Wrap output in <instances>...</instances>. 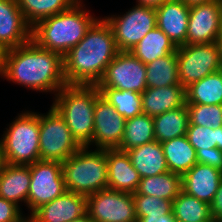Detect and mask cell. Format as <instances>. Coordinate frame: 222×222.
I'll return each instance as SVG.
<instances>
[{
  "label": "cell",
  "instance_id": "7402d4cb",
  "mask_svg": "<svg viewBox=\"0 0 222 222\" xmlns=\"http://www.w3.org/2000/svg\"><path fill=\"white\" fill-rule=\"evenodd\" d=\"M140 177L156 176L169 171L160 142L153 141L126 151Z\"/></svg>",
  "mask_w": 222,
  "mask_h": 222
},
{
  "label": "cell",
  "instance_id": "d4e9b609",
  "mask_svg": "<svg viewBox=\"0 0 222 222\" xmlns=\"http://www.w3.org/2000/svg\"><path fill=\"white\" fill-rule=\"evenodd\" d=\"M153 120L155 140L160 143L186 135L189 125L186 103L181 107L153 117Z\"/></svg>",
  "mask_w": 222,
  "mask_h": 222
},
{
  "label": "cell",
  "instance_id": "ac0fdd59",
  "mask_svg": "<svg viewBox=\"0 0 222 222\" xmlns=\"http://www.w3.org/2000/svg\"><path fill=\"white\" fill-rule=\"evenodd\" d=\"M108 189L135 193L141 177L134 169L126 151L106 149Z\"/></svg>",
  "mask_w": 222,
  "mask_h": 222
},
{
  "label": "cell",
  "instance_id": "ffe728a7",
  "mask_svg": "<svg viewBox=\"0 0 222 222\" xmlns=\"http://www.w3.org/2000/svg\"><path fill=\"white\" fill-rule=\"evenodd\" d=\"M142 113L155 117L186 103L185 88L181 85L147 88L142 94Z\"/></svg>",
  "mask_w": 222,
  "mask_h": 222
},
{
  "label": "cell",
  "instance_id": "83f0119b",
  "mask_svg": "<svg viewBox=\"0 0 222 222\" xmlns=\"http://www.w3.org/2000/svg\"><path fill=\"white\" fill-rule=\"evenodd\" d=\"M147 88L181 85L176 51L146 64Z\"/></svg>",
  "mask_w": 222,
  "mask_h": 222
},
{
  "label": "cell",
  "instance_id": "ba28073f",
  "mask_svg": "<svg viewBox=\"0 0 222 222\" xmlns=\"http://www.w3.org/2000/svg\"><path fill=\"white\" fill-rule=\"evenodd\" d=\"M179 83L185 89L220 70L221 54L217 42L186 44L176 48Z\"/></svg>",
  "mask_w": 222,
  "mask_h": 222
},
{
  "label": "cell",
  "instance_id": "3957f363",
  "mask_svg": "<svg viewBox=\"0 0 222 222\" xmlns=\"http://www.w3.org/2000/svg\"><path fill=\"white\" fill-rule=\"evenodd\" d=\"M82 2L78 0L67 10L39 21L32 27V40L41 48L64 56L98 19Z\"/></svg>",
  "mask_w": 222,
  "mask_h": 222
},
{
  "label": "cell",
  "instance_id": "7c38bea8",
  "mask_svg": "<svg viewBox=\"0 0 222 222\" xmlns=\"http://www.w3.org/2000/svg\"><path fill=\"white\" fill-rule=\"evenodd\" d=\"M86 207L95 222H138L132 193L100 190L86 196Z\"/></svg>",
  "mask_w": 222,
  "mask_h": 222
},
{
  "label": "cell",
  "instance_id": "8fae6325",
  "mask_svg": "<svg viewBox=\"0 0 222 222\" xmlns=\"http://www.w3.org/2000/svg\"><path fill=\"white\" fill-rule=\"evenodd\" d=\"M96 86L142 94L147 89L146 65L130 51H120Z\"/></svg>",
  "mask_w": 222,
  "mask_h": 222
},
{
  "label": "cell",
  "instance_id": "603a6c76",
  "mask_svg": "<svg viewBox=\"0 0 222 222\" xmlns=\"http://www.w3.org/2000/svg\"><path fill=\"white\" fill-rule=\"evenodd\" d=\"M167 167L170 172L183 176L198 161L196 150L189 143L187 136H179L161 143Z\"/></svg>",
  "mask_w": 222,
  "mask_h": 222
},
{
  "label": "cell",
  "instance_id": "e0dca14e",
  "mask_svg": "<svg viewBox=\"0 0 222 222\" xmlns=\"http://www.w3.org/2000/svg\"><path fill=\"white\" fill-rule=\"evenodd\" d=\"M189 10L190 7L181 0H167L156 8L157 27L176 47L187 44Z\"/></svg>",
  "mask_w": 222,
  "mask_h": 222
},
{
  "label": "cell",
  "instance_id": "ab89813d",
  "mask_svg": "<svg viewBox=\"0 0 222 222\" xmlns=\"http://www.w3.org/2000/svg\"><path fill=\"white\" fill-rule=\"evenodd\" d=\"M167 0H136L137 5L157 8L164 4Z\"/></svg>",
  "mask_w": 222,
  "mask_h": 222
},
{
  "label": "cell",
  "instance_id": "8992f818",
  "mask_svg": "<svg viewBox=\"0 0 222 222\" xmlns=\"http://www.w3.org/2000/svg\"><path fill=\"white\" fill-rule=\"evenodd\" d=\"M5 129L1 140L8 164L31 165L40 160L39 112L22 111Z\"/></svg>",
  "mask_w": 222,
  "mask_h": 222
},
{
  "label": "cell",
  "instance_id": "484cf974",
  "mask_svg": "<svg viewBox=\"0 0 222 222\" xmlns=\"http://www.w3.org/2000/svg\"><path fill=\"white\" fill-rule=\"evenodd\" d=\"M181 191L182 176L168 171L156 176L142 177L136 193L173 201Z\"/></svg>",
  "mask_w": 222,
  "mask_h": 222
},
{
  "label": "cell",
  "instance_id": "e575fe53",
  "mask_svg": "<svg viewBox=\"0 0 222 222\" xmlns=\"http://www.w3.org/2000/svg\"><path fill=\"white\" fill-rule=\"evenodd\" d=\"M189 125L208 128L222 127V105L186 104Z\"/></svg>",
  "mask_w": 222,
  "mask_h": 222
},
{
  "label": "cell",
  "instance_id": "d6a6232c",
  "mask_svg": "<svg viewBox=\"0 0 222 222\" xmlns=\"http://www.w3.org/2000/svg\"><path fill=\"white\" fill-rule=\"evenodd\" d=\"M186 136L196 151H207L214 147L222 150V127L213 129L200 125H188Z\"/></svg>",
  "mask_w": 222,
  "mask_h": 222
},
{
  "label": "cell",
  "instance_id": "bcb514c9",
  "mask_svg": "<svg viewBox=\"0 0 222 222\" xmlns=\"http://www.w3.org/2000/svg\"><path fill=\"white\" fill-rule=\"evenodd\" d=\"M218 72L221 74V79H222V66L220 67V70Z\"/></svg>",
  "mask_w": 222,
  "mask_h": 222
},
{
  "label": "cell",
  "instance_id": "d590c367",
  "mask_svg": "<svg viewBox=\"0 0 222 222\" xmlns=\"http://www.w3.org/2000/svg\"><path fill=\"white\" fill-rule=\"evenodd\" d=\"M21 209L15 203L0 197V222H26L28 217L23 215Z\"/></svg>",
  "mask_w": 222,
  "mask_h": 222
},
{
  "label": "cell",
  "instance_id": "f6af8a7d",
  "mask_svg": "<svg viewBox=\"0 0 222 222\" xmlns=\"http://www.w3.org/2000/svg\"><path fill=\"white\" fill-rule=\"evenodd\" d=\"M218 45H219V49H220V54H221V60H222V32L218 38V41H217Z\"/></svg>",
  "mask_w": 222,
  "mask_h": 222
},
{
  "label": "cell",
  "instance_id": "7bdbcfd3",
  "mask_svg": "<svg viewBox=\"0 0 222 222\" xmlns=\"http://www.w3.org/2000/svg\"><path fill=\"white\" fill-rule=\"evenodd\" d=\"M6 50L0 45V77L3 76L4 72V57Z\"/></svg>",
  "mask_w": 222,
  "mask_h": 222
},
{
  "label": "cell",
  "instance_id": "f35d334b",
  "mask_svg": "<svg viewBox=\"0 0 222 222\" xmlns=\"http://www.w3.org/2000/svg\"><path fill=\"white\" fill-rule=\"evenodd\" d=\"M138 222H178L174 215L173 212L166 214V215H161L160 217H142Z\"/></svg>",
  "mask_w": 222,
  "mask_h": 222
},
{
  "label": "cell",
  "instance_id": "277c9868",
  "mask_svg": "<svg viewBox=\"0 0 222 222\" xmlns=\"http://www.w3.org/2000/svg\"><path fill=\"white\" fill-rule=\"evenodd\" d=\"M99 95L96 85H66L53 97L52 106L63 117L73 137L82 147L92 140L94 107Z\"/></svg>",
  "mask_w": 222,
  "mask_h": 222
},
{
  "label": "cell",
  "instance_id": "1f68e13d",
  "mask_svg": "<svg viewBox=\"0 0 222 222\" xmlns=\"http://www.w3.org/2000/svg\"><path fill=\"white\" fill-rule=\"evenodd\" d=\"M99 91L100 95L125 119L142 114L141 93L115 88H99Z\"/></svg>",
  "mask_w": 222,
  "mask_h": 222
},
{
  "label": "cell",
  "instance_id": "74e56055",
  "mask_svg": "<svg viewBox=\"0 0 222 222\" xmlns=\"http://www.w3.org/2000/svg\"><path fill=\"white\" fill-rule=\"evenodd\" d=\"M211 214L214 221L222 220V180L218 190L215 193L214 199L210 204Z\"/></svg>",
  "mask_w": 222,
  "mask_h": 222
},
{
  "label": "cell",
  "instance_id": "9a60e30c",
  "mask_svg": "<svg viewBox=\"0 0 222 222\" xmlns=\"http://www.w3.org/2000/svg\"><path fill=\"white\" fill-rule=\"evenodd\" d=\"M86 196L65 191L28 215L30 222H70L87 213Z\"/></svg>",
  "mask_w": 222,
  "mask_h": 222
},
{
  "label": "cell",
  "instance_id": "d6986e66",
  "mask_svg": "<svg viewBox=\"0 0 222 222\" xmlns=\"http://www.w3.org/2000/svg\"><path fill=\"white\" fill-rule=\"evenodd\" d=\"M222 180V171L197 163L182 176V191L211 204Z\"/></svg>",
  "mask_w": 222,
  "mask_h": 222
},
{
  "label": "cell",
  "instance_id": "8d00e7d4",
  "mask_svg": "<svg viewBox=\"0 0 222 222\" xmlns=\"http://www.w3.org/2000/svg\"><path fill=\"white\" fill-rule=\"evenodd\" d=\"M196 157L198 163L212 166L222 171V150H219L217 147L207 151H196Z\"/></svg>",
  "mask_w": 222,
  "mask_h": 222
},
{
  "label": "cell",
  "instance_id": "ee69618b",
  "mask_svg": "<svg viewBox=\"0 0 222 222\" xmlns=\"http://www.w3.org/2000/svg\"><path fill=\"white\" fill-rule=\"evenodd\" d=\"M70 222H95V221L86 213L82 217Z\"/></svg>",
  "mask_w": 222,
  "mask_h": 222
},
{
  "label": "cell",
  "instance_id": "4dcf8cb0",
  "mask_svg": "<svg viewBox=\"0 0 222 222\" xmlns=\"http://www.w3.org/2000/svg\"><path fill=\"white\" fill-rule=\"evenodd\" d=\"M78 0H17L26 22L34 27L39 21L61 13Z\"/></svg>",
  "mask_w": 222,
  "mask_h": 222
},
{
  "label": "cell",
  "instance_id": "44dd1931",
  "mask_svg": "<svg viewBox=\"0 0 222 222\" xmlns=\"http://www.w3.org/2000/svg\"><path fill=\"white\" fill-rule=\"evenodd\" d=\"M31 182L30 165L8 164L0 173V197L18 205L26 203Z\"/></svg>",
  "mask_w": 222,
  "mask_h": 222
},
{
  "label": "cell",
  "instance_id": "9c48e42d",
  "mask_svg": "<svg viewBox=\"0 0 222 222\" xmlns=\"http://www.w3.org/2000/svg\"><path fill=\"white\" fill-rule=\"evenodd\" d=\"M119 51H130L149 31L157 27L156 8L135 5L123 15L105 16Z\"/></svg>",
  "mask_w": 222,
  "mask_h": 222
},
{
  "label": "cell",
  "instance_id": "7a4b0ae2",
  "mask_svg": "<svg viewBox=\"0 0 222 222\" xmlns=\"http://www.w3.org/2000/svg\"><path fill=\"white\" fill-rule=\"evenodd\" d=\"M119 52L110 24L105 18H98L63 56L67 85H97Z\"/></svg>",
  "mask_w": 222,
  "mask_h": 222
},
{
  "label": "cell",
  "instance_id": "60d3db41",
  "mask_svg": "<svg viewBox=\"0 0 222 222\" xmlns=\"http://www.w3.org/2000/svg\"><path fill=\"white\" fill-rule=\"evenodd\" d=\"M6 165L7 162L4 154L3 142L0 138V173L3 171Z\"/></svg>",
  "mask_w": 222,
  "mask_h": 222
},
{
  "label": "cell",
  "instance_id": "6da1fadb",
  "mask_svg": "<svg viewBox=\"0 0 222 222\" xmlns=\"http://www.w3.org/2000/svg\"><path fill=\"white\" fill-rule=\"evenodd\" d=\"M3 78L27 89L54 96L67 85L63 56L41 48L32 39L6 50Z\"/></svg>",
  "mask_w": 222,
  "mask_h": 222
},
{
  "label": "cell",
  "instance_id": "30bf717a",
  "mask_svg": "<svg viewBox=\"0 0 222 222\" xmlns=\"http://www.w3.org/2000/svg\"><path fill=\"white\" fill-rule=\"evenodd\" d=\"M30 175L26 207L31 215L40 206L61 196L66 188L61 162L38 160L30 165Z\"/></svg>",
  "mask_w": 222,
  "mask_h": 222
},
{
  "label": "cell",
  "instance_id": "52a82bcc",
  "mask_svg": "<svg viewBox=\"0 0 222 222\" xmlns=\"http://www.w3.org/2000/svg\"><path fill=\"white\" fill-rule=\"evenodd\" d=\"M39 114L40 160L64 162L82 146L73 137L63 117L51 105Z\"/></svg>",
  "mask_w": 222,
  "mask_h": 222
},
{
  "label": "cell",
  "instance_id": "836d02e7",
  "mask_svg": "<svg viewBox=\"0 0 222 222\" xmlns=\"http://www.w3.org/2000/svg\"><path fill=\"white\" fill-rule=\"evenodd\" d=\"M137 221L142 217H160L172 212V201L150 195L133 193Z\"/></svg>",
  "mask_w": 222,
  "mask_h": 222
},
{
  "label": "cell",
  "instance_id": "b9f144b4",
  "mask_svg": "<svg viewBox=\"0 0 222 222\" xmlns=\"http://www.w3.org/2000/svg\"><path fill=\"white\" fill-rule=\"evenodd\" d=\"M181 1H183L187 6L191 7L198 4L209 3L212 1H222V0H181Z\"/></svg>",
  "mask_w": 222,
  "mask_h": 222
},
{
  "label": "cell",
  "instance_id": "2e32d148",
  "mask_svg": "<svg viewBox=\"0 0 222 222\" xmlns=\"http://www.w3.org/2000/svg\"><path fill=\"white\" fill-rule=\"evenodd\" d=\"M32 39V27L26 22L17 0H0V45L9 50Z\"/></svg>",
  "mask_w": 222,
  "mask_h": 222
},
{
  "label": "cell",
  "instance_id": "5b68a950",
  "mask_svg": "<svg viewBox=\"0 0 222 222\" xmlns=\"http://www.w3.org/2000/svg\"><path fill=\"white\" fill-rule=\"evenodd\" d=\"M66 191L88 196L108 189L106 149L81 147L62 162Z\"/></svg>",
  "mask_w": 222,
  "mask_h": 222
},
{
  "label": "cell",
  "instance_id": "4316f807",
  "mask_svg": "<svg viewBox=\"0 0 222 222\" xmlns=\"http://www.w3.org/2000/svg\"><path fill=\"white\" fill-rule=\"evenodd\" d=\"M186 104L222 105V79L217 71L185 89Z\"/></svg>",
  "mask_w": 222,
  "mask_h": 222
},
{
  "label": "cell",
  "instance_id": "f1b7e54d",
  "mask_svg": "<svg viewBox=\"0 0 222 222\" xmlns=\"http://www.w3.org/2000/svg\"><path fill=\"white\" fill-rule=\"evenodd\" d=\"M153 141H155L153 117L142 113L126 119L123 139L117 149L127 151Z\"/></svg>",
  "mask_w": 222,
  "mask_h": 222
},
{
  "label": "cell",
  "instance_id": "cb8c5ba5",
  "mask_svg": "<svg viewBox=\"0 0 222 222\" xmlns=\"http://www.w3.org/2000/svg\"><path fill=\"white\" fill-rule=\"evenodd\" d=\"M176 48L168 36L158 27H155L149 31L130 52L146 65L157 58L174 53Z\"/></svg>",
  "mask_w": 222,
  "mask_h": 222
},
{
  "label": "cell",
  "instance_id": "5bb4252c",
  "mask_svg": "<svg viewBox=\"0 0 222 222\" xmlns=\"http://www.w3.org/2000/svg\"><path fill=\"white\" fill-rule=\"evenodd\" d=\"M222 32V1H212L190 7L187 44L217 42Z\"/></svg>",
  "mask_w": 222,
  "mask_h": 222
},
{
  "label": "cell",
  "instance_id": "f546056e",
  "mask_svg": "<svg viewBox=\"0 0 222 222\" xmlns=\"http://www.w3.org/2000/svg\"><path fill=\"white\" fill-rule=\"evenodd\" d=\"M172 212L178 222H214L210 204L184 191L172 201Z\"/></svg>",
  "mask_w": 222,
  "mask_h": 222
},
{
  "label": "cell",
  "instance_id": "4fadbf2b",
  "mask_svg": "<svg viewBox=\"0 0 222 222\" xmlns=\"http://www.w3.org/2000/svg\"><path fill=\"white\" fill-rule=\"evenodd\" d=\"M126 119L101 95L94 107V130L91 142L97 149H116L123 139Z\"/></svg>",
  "mask_w": 222,
  "mask_h": 222
}]
</instances>
